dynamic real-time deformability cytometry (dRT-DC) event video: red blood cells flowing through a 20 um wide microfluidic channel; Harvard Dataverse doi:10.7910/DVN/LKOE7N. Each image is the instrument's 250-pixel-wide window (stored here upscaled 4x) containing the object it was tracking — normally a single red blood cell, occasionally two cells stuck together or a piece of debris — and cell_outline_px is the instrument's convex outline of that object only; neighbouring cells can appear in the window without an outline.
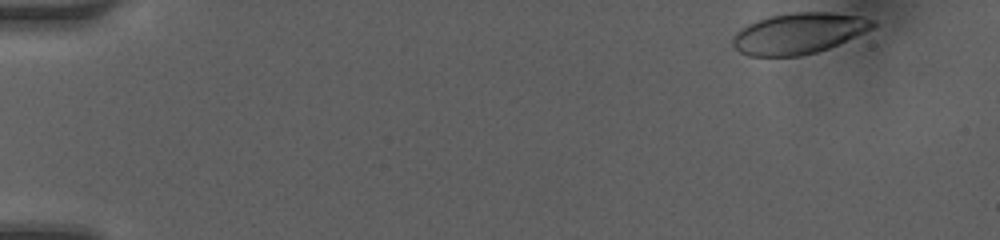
{"species": "human", "species_latin": "Homo sapiens", "temperature_condition": "room temperature", "stored_images_in_passage": 10, "camera_frame_rate_fps": 3000, "um_per_image_px": 0.085, "donor": {"sex": "female"}, "frame": {"image": 1, "passage_image": 1, "time_ms": 0.0, "image_size_px": [1000, 240], "cell_outline_px": [[880, 24], [876, 28], [828, 48], [816, 52], [800, 56], [748, 56], [740, 52], [732, 44], [732, 36], [740, 28], [756, 20], [768, 16], [792, 12], [832, 12], [860, 16], [876, 20]], "centroid_in_image_um": [67.92, 2.82], "position_along_channel_um": 17.1, "area_um2": 33.81}}
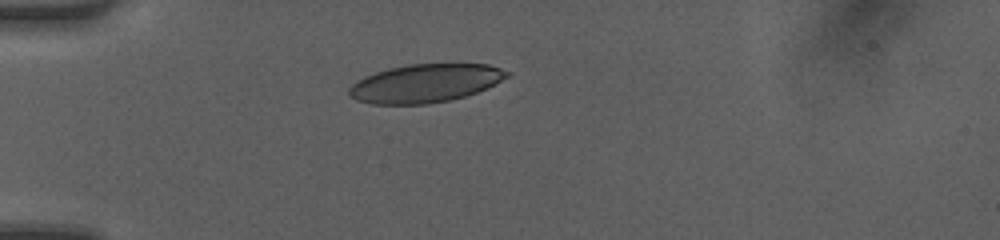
{"frame": {"image": 2, "passage_image": 7, "time_ms": 2.0, "image_size_px": [1000, 240], "cell_outline_px": [[512, 72], [508, 76], [488, 88], [464, 96], [448, 100], [428, 104], [372, 104], [356, 100], [348, 92], [348, 88], [356, 80], [364, 76], [388, 68], [408, 64], [488, 64]], "centroid_in_image_um": [36.13, 7.07], "position_along_channel_um": 48.9, "area_um2": 35.26}}
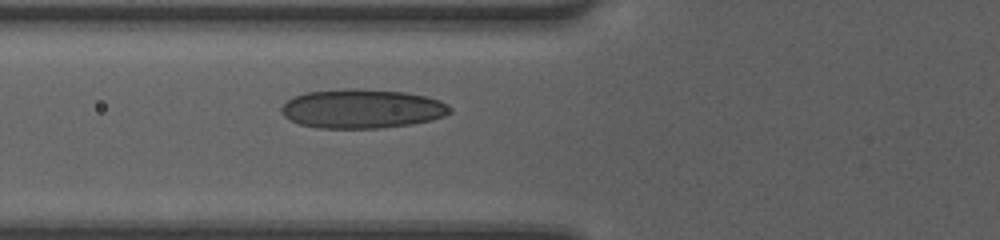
{"frame": {"image": 3, "passage_image": 10, "time_ms": 3.0, "image_size_px": [1000, 240], "cell_outline_px": [[452, 112], [444, 116], [432, 120], [408, 124], [380, 128], [316, 128], [300, 124], [288, 120], [280, 112], [280, 108], [292, 96], [304, 92], [348, 88], [356, 88], [404, 92], [424, 96], [440, 100], [448, 104], [452, 108]], "centroid_in_image_um": [30.74, 9.24], "position_along_channel_um": 95.1, "area_um2": 38.73}}